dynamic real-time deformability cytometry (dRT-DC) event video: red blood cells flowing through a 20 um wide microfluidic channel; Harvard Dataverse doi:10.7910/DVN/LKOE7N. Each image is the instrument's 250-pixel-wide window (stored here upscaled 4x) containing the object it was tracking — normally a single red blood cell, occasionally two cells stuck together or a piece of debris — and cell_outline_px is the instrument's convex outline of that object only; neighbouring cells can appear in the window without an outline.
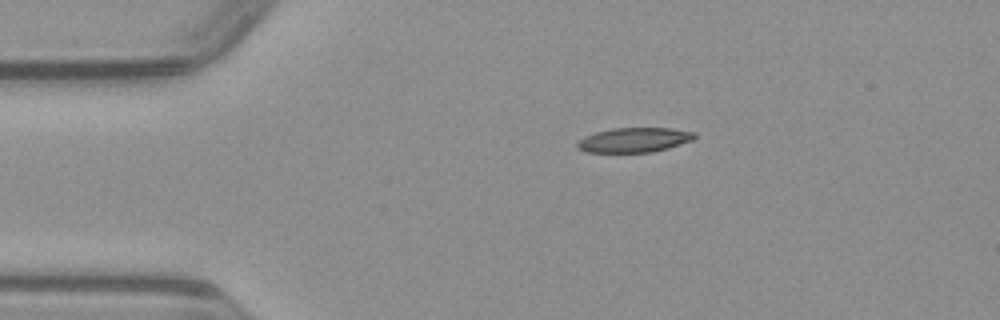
{"species": "common noctule bat (a hibernating species)", "species_latin": "Nyctalus noctula", "temperature_condition": "warm", "stored_images_in_passage": 41, "camera_frame_rate_fps": 3000, "um_per_image_px": 0.085, "animal": {"sex": "male", "body_mass_g": 23.1, "forearm_length_mm": 52.7}, "frame": {"image": 1, "passage_image": 1, "time_ms": 0.0, "image_size_px": [1000, 320], "cell_outline_px": [[696, 136], [692, 140], [668, 148], [652, 152], [584, 152], [576, 148], [576, 144], [584, 136], [596, 132], [612, 128], [672, 128], [696, 132]], "centroid_in_image_um": [53.89, 11.89], "position_along_channel_um": 31.1, "area_um2": 16.88}}
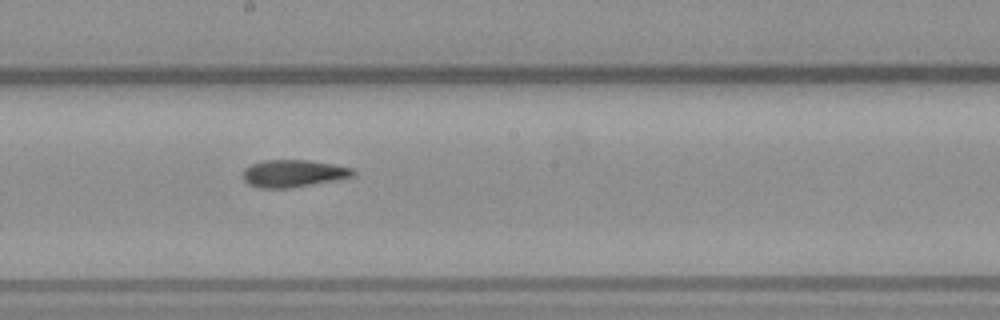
{"frame": {"image": 2, "passage_image": 18, "time_ms": 5.667, "image_size_px": [1000, 320], "cell_outline_px": [[356, 172], [352, 176], [336, 180], [288, 188], [260, 188], [248, 184], [244, 180], [244, 168], [252, 164], [264, 160], [308, 160], [332, 164], [352, 168]], "centroid_in_image_um": [24.92, 14.74], "position_along_channel_um": 223.3, "area_um2": 17.34}}
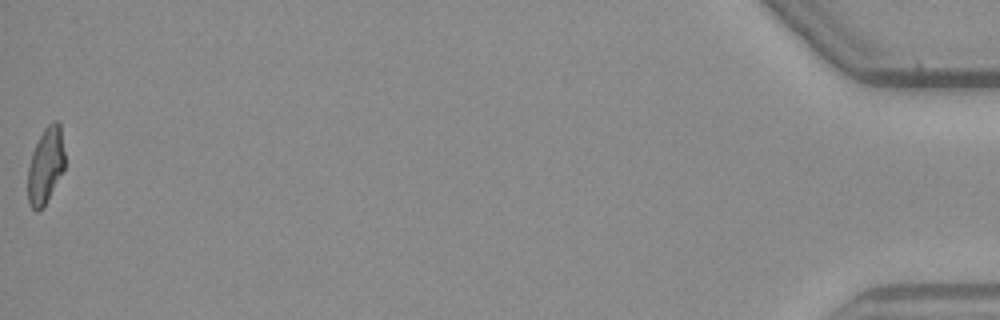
{"frame": {"image": 3, "passage_image": 41, "time_ms": 13.333, "image_size_px": [1000, 320], "cell_outline_px": [[64, 168], [44, 204], [36, 212], [32, 208], [28, 200], [28, 168], [32, 152], [44, 128], [52, 120], [56, 120], [60, 124], [64, 152]], "centroid_in_image_um": [3.87, 14.02], "position_along_channel_um": 431.3, "area_um2": 15.95}}